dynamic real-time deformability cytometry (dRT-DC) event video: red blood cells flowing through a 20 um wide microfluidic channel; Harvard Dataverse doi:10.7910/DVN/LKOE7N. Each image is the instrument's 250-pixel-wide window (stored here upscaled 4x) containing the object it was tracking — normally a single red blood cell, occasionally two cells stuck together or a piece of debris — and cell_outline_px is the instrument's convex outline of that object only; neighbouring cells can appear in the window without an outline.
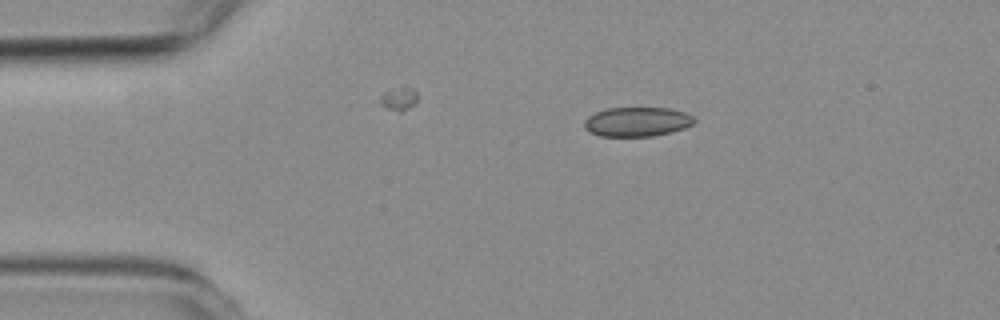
{"species": "common noctule bat (a hibernating species)", "species_latin": "Nyctalus noctula", "temperature_condition": "room temperature", "stored_images_in_passage": 3, "camera_frame_rate_fps": 3000, "um_per_image_px": 0.085, "animal": {"sex": "female", "body_mass_g": 19.3, "forearm_length_mm": 54.1}, "frame": {"image": 1, "passage_image": 1, "time_ms": 0.0, "image_size_px": [1000, 320], "cell_outline_px": [[696, 120], [692, 124], [684, 128], [652, 136], [600, 136], [588, 132], [584, 128], [584, 120], [588, 116], [596, 112], [608, 108], [668, 108], [684, 112], [692, 116]], "centroid_in_image_um": [54.11, 10.35], "position_along_channel_um": 30.9, "area_um2": 18.73}}
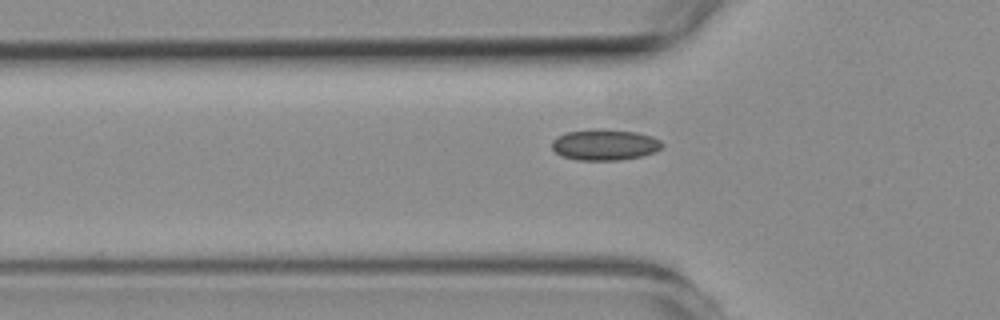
{"frame": {"image": 2, "passage_image": 3, "time_ms": 2.333, "image_size_px": [1000, 320], "cell_outline_px": [[664, 144], [660, 148], [652, 152], [640, 156], [620, 160], [580, 160], [564, 156], [556, 152], [552, 148], [552, 140], [556, 136], [568, 132], [600, 128], [636, 132], [652, 136], [660, 140]], "centroid_in_image_um": [51.4, 12.29], "position_along_channel_um": 74.4, "area_um2": 19.77}}